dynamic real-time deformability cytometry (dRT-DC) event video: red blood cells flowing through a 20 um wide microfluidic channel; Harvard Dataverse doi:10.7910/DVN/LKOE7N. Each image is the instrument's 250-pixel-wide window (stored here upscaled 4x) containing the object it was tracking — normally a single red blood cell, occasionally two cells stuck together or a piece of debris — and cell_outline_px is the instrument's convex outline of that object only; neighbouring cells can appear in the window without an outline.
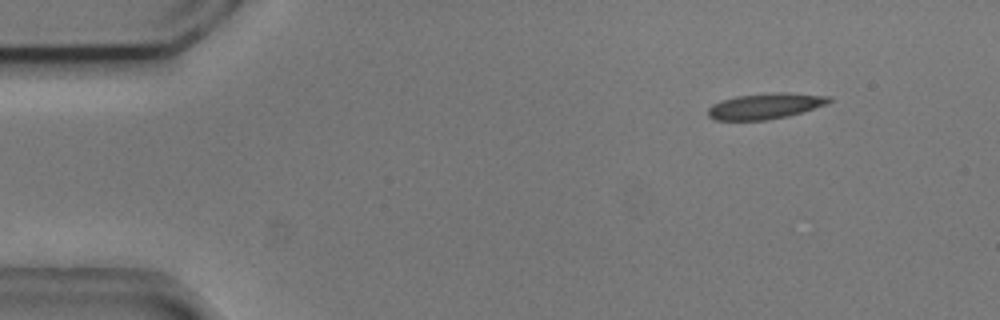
{"species": "common noctule bat (a hibernating species)", "species_latin": "Nyctalus noctula", "temperature_condition": "cold", "stored_images_in_passage": 2, "camera_frame_rate_fps": 3000, "um_per_image_px": 0.085, "animal": {"sex": "male", "body_mass_g": 20.5, "forearm_length_mm": 52.5}, "frame": {"image": 1, "passage_image": 2, "time_ms": 0.333, "image_size_px": [1000, 320], "cell_outline_px": [[832, 100], [824, 104], [788, 116], [768, 120], [716, 120], [708, 116], [708, 108], [712, 104], [736, 96], [776, 92], [788, 92], [832, 96]], "centroid_in_image_um": [65.04, 9.01], "position_along_channel_um": 20.0, "area_um2": 18.03}}